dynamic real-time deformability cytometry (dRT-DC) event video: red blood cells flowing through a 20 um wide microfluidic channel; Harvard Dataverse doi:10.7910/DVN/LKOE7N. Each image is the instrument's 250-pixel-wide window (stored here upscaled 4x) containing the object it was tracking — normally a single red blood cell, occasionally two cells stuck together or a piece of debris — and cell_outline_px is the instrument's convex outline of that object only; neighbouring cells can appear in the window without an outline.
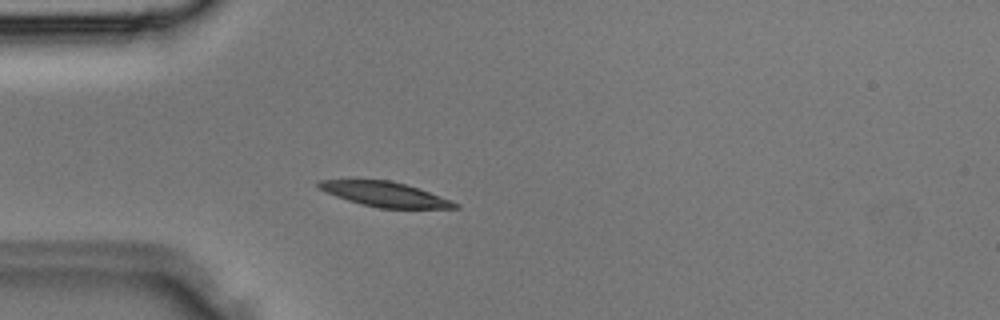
{"species": "Egyptian fruit bat (a non-hibernating species)", "species_latin": "Rousettus aegyptiacus", "temperature_condition": "room temperature", "stored_images_in_passage": 30, "camera_frame_rate_fps": 3000, "um_per_image_px": 0.085, "animal": {"sex": "male"}, "frame": {"image": 1, "passage_image": 4, "time_ms": 1.0, "image_size_px": [1000, 320], "cell_outline_px": [[460, 208], [380, 208], [348, 200], [336, 196], [320, 188], [316, 184], [316, 180], [392, 180], [452, 200], [460, 204]], "centroid_in_image_um": [32.74, 16.51], "position_along_channel_um": 52.3, "area_um2": 19.25}}
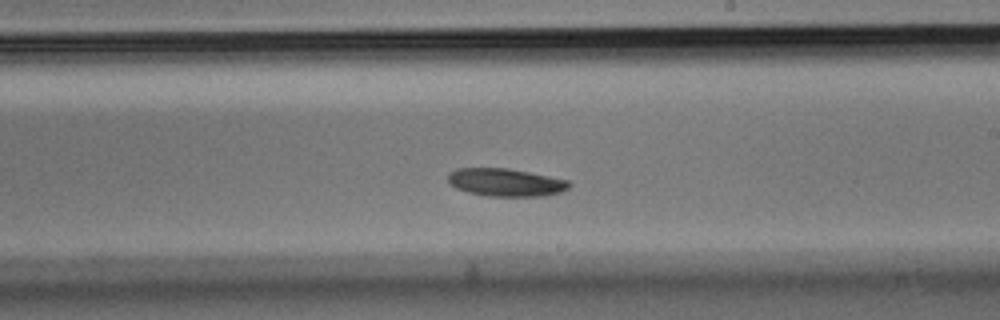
{"frame": {"image": 2, "passage_image": 15, "time_ms": 4.667, "image_size_px": [1000, 320], "cell_outline_px": [[572, 184], [568, 188], [560, 192], [544, 196], [488, 196], [468, 192], [456, 188], [448, 180], [448, 172], [456, 168], [508, 168], [568, 180]], "centroid_in_image_um": [42.97, 15.5], "position_along_channel_um": 246.0, "area_um2": 19.59}}
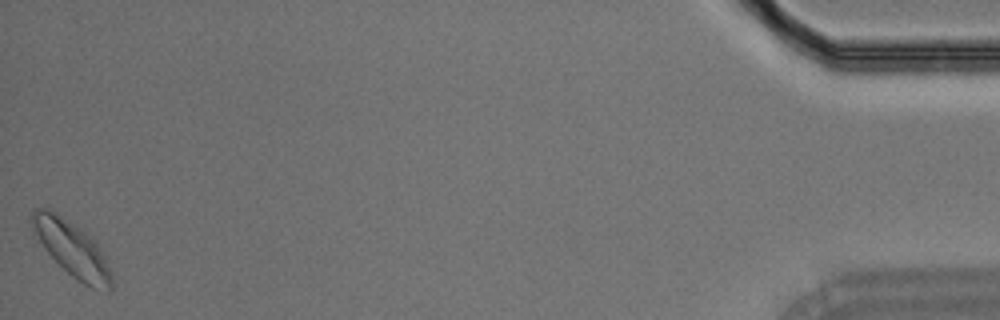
{"frame": {"image": 3, "passage_image": 30, "time_ms": 9.667, "image_size_px": [1000, 320], "cell_outline_px": [[112, 288], [108, 292], [92, 288], [76, 280], [32, 236], [28, 220], [32, 208], [48, 208], [96, 240], [104, 256], [112, 276]], "centroid_in_image_um": [6.05, 21.13], "position_along_channel_um": 429.1, "area_um2": 25.72}}